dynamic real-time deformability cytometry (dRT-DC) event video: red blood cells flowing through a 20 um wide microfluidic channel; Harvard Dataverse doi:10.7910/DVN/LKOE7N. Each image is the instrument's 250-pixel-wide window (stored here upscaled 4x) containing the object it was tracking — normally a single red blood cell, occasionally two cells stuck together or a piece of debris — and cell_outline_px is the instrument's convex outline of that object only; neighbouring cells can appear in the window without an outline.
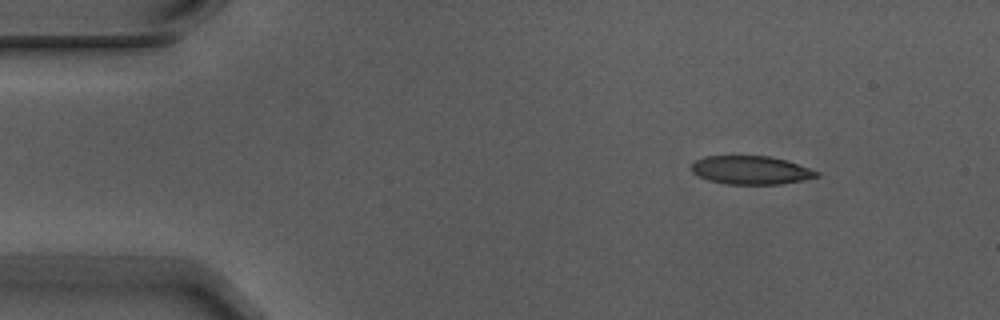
{"species": "Egyptian fruit bat (a non-hibernating species)", "species_latin": "Rousettus aegyptiacus", "temperature_condition": "warm", "stored_images_in_passage": 5, "camera_frame_rate_fps": 3000, "um_per_image_px": 0.085, "animal": {"sex": "male"}, "frame": {"image": 1, "passage_image": 1, "time_ms": 0.0, "image_size_px": [1000, 320], "cell_outline_px": [[820, 176], [780, 184], [728, 184], [708, 180], [696, 176], [692, 172], [692, 164], [696, 160], [704, 156], [772, 156], [788, 160], [820, 172]], "centroid_in_image_um": [63.82, 14.45], "position_along_channel_um": 21.2, "area_um2": 20.81}}
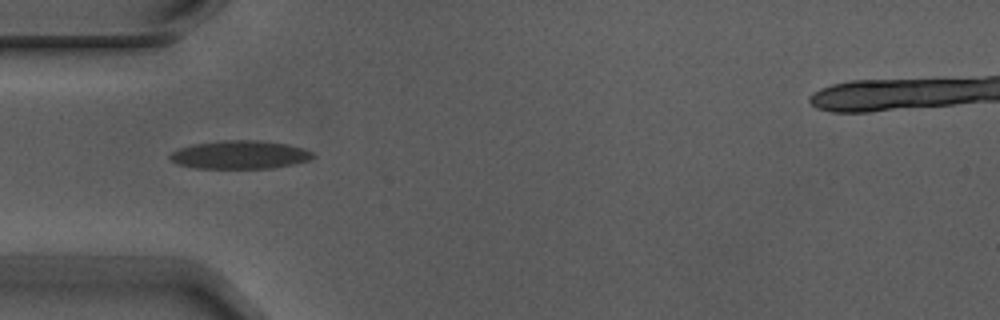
{"frame": {"image": 2, "passage_image": 3, "time_ms": 0.667, "image_size_px": [1000, 320], "cell_outline_px": [[316, 156], [308, 160], [292, 164], [272, 168], [196, 168], [176, 164], [168, 160], [168, 156], [172, 152], [180, 148], [192, 144], [224, 140], [260, 140], [288, 144], [304, 148], [312, 152]], "centroid_in_image_um": [20.36, 13.15], "position_along_channel_um": 64.6, "area_um2": 23.7}}
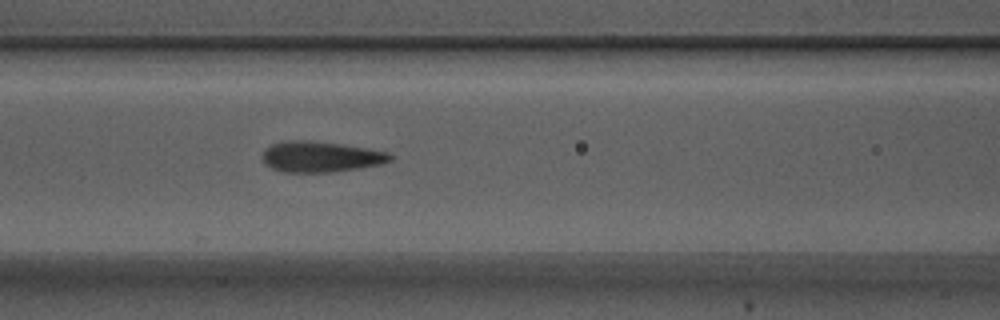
{"frame": {"image": 3, "passage_image": 5, "time_ms": 1.333, "image_size_px": [1000, 320], "cell_outline_px": [[392, 160], [380, 164], [360, 168], [332, 172], [284, 172], [272, 168], [264, 164], [260, 156], [264, 148], [272, 144], [288, 140], [304, 140], [340, 144], [368, 148], [388, 152], [392, 156]], "centroid_in_image_um": [27.21, 13.32], "position_along_channel_um": 139.4, "area_um2": 23.0}}